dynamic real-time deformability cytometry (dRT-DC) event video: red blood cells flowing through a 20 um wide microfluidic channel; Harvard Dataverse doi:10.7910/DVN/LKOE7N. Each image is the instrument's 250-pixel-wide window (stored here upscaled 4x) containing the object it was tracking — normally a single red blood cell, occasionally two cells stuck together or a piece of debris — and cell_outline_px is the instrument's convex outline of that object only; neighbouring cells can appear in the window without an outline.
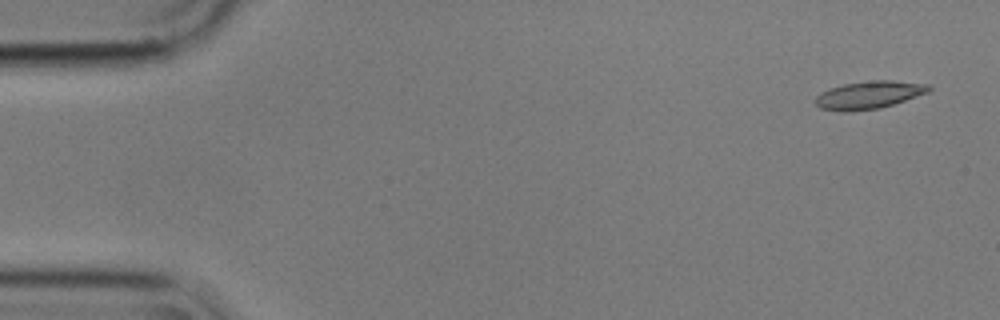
{"species": "common noctule bat (a hibernating species)", "species_latin": "Nyctalus noctula", "temperature_condition": "cold", "stored_images_in_passage": 5, "camera_frame_rate_fps": 3000, "um_per_image_px": 0.085, "animal": {"sex": "male", "body_mass_g": 17.9}, "frame": {"image": 1, "passage_image": 1, "time_ms": 0.0, "image_size_px": [1000, 320], "cell_outline_px": [[932, 88], [928, 92], [880, 108], [844, 112], [820, 108], [816, 104], [816, 96], [820, 92], [828, 88], [844, 84], [872, 80], [892, 80], [928, 84]], "centroid_in_image_um": [73.83, 8.06], "position_along_channel_um": 11.2, "area_um2": 18.21}}
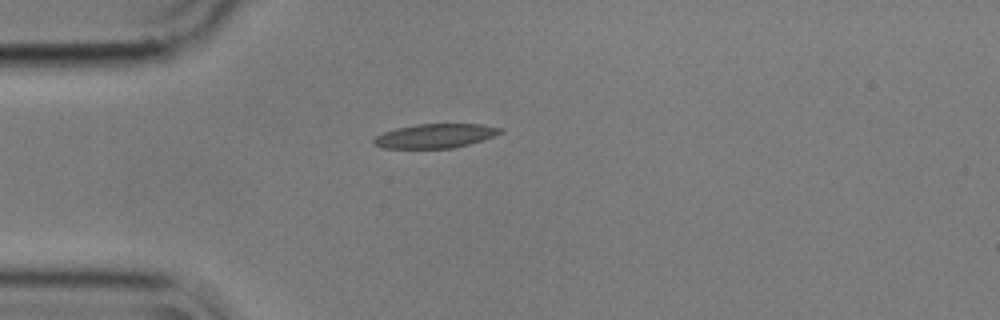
{"frame": {"image": 2, "passage_image": 4, "time_ms": 1.0, "image_size_px": [1000, 320], "cell_outline_px": [[504, 132], [468, 144], [452, 148], [380, 148], [372, 140], [376, 136], [384, 132], [396, 128], [416, 124], [480, 124], [504, 128]], "centroid_in_image_um": [36.99, 11.54], "position_along_channel_um": 48.0, "area_um2": 17.69}}